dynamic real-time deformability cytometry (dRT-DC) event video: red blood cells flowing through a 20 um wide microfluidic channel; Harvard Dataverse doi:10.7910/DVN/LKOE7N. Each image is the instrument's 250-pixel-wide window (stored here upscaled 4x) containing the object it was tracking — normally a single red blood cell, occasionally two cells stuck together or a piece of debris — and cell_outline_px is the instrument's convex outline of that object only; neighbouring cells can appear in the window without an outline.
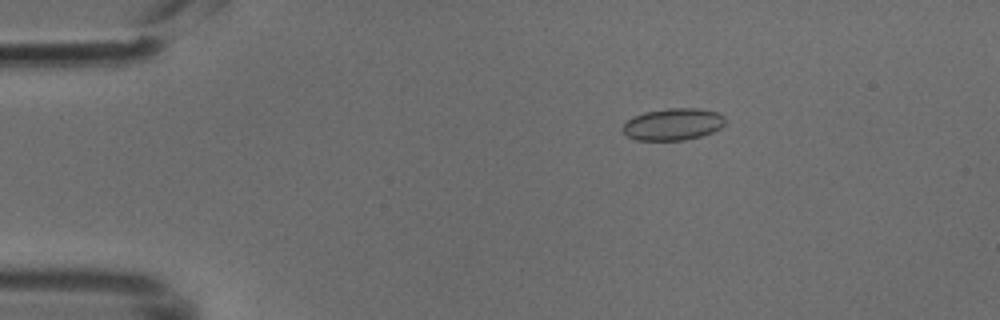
{"species": "common noctule bat (a hibernating species)", "species_latin": "Nyctalus noctula", "temperature_condition": "cold", "stored_images_in_passage": 48, "camera_frame_rate_fps": 3000, "um_per_image_px": 0.085, "animal": {"sex": "male", "body_mass_g": 18.8}, "frame": {"image": 1, "passage_image": 7, "time_ms": 2.0, "image_size_px": [1000, 320], "cell_outline_px": [[724, 124], [720, 128], [712, 132], [700, 136], [684, 140], [636, 140], [628, 136], [624, 132], [624, 124], [632, 116], [644, 112], [668, 108], [700, 108], [716, 112], [724, 116]], "centroid_in_image_um": [57.21, 10.55], "position_along_channel_um": 27.8, "area_um2": 18.96}}
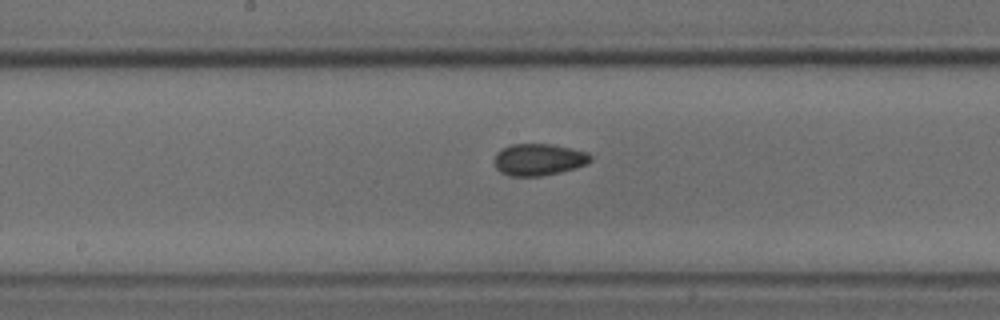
{"frame": {"image": 2, "passage_image": 24, "time_ms": 7.667, "image_size_px": [1000, 320], "cell_outline_px": [[592, 160], [588, 164], [560, 172], [540, 176], [508, 176], [500, 172], [496, 168], [492, 160], [496, 152], [500, 148], [512, 144], [552, 144], [572, 148], [588, 152], [592, 156]], "centroid_in_image_um": [45.76, 13.56], "position_along_channel_um": 202.4, "area_um2": 18.21}}
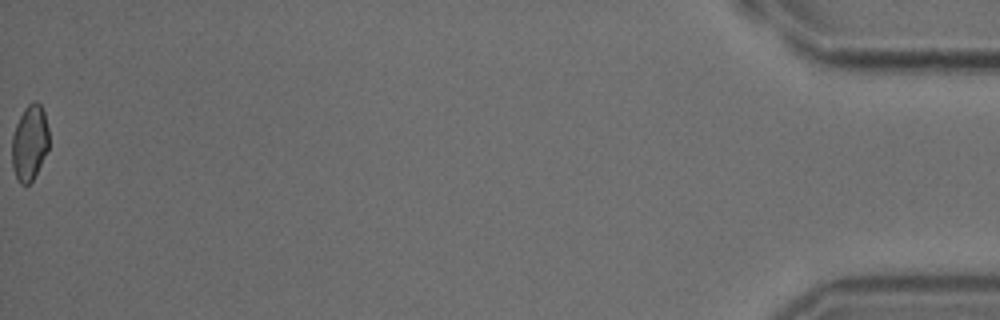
{"frame": {"image": 3, "passage_image": 48, "time_ms": 15.667, "image_size_px": [1000, 320], "cell_outline_px": [[48, 148], [32, 180], [28, 184], [20, 184], [16, 176], [12, 164], [12, 136], [16, 124], [24, 108], [28, 104], [36, 100], [40, 104], [44, 112], [48, 128]], "centroid_in_image_um": [2.51, 12.1], "position_along_channel_um": 432.7, "area_um2": 16.01}}